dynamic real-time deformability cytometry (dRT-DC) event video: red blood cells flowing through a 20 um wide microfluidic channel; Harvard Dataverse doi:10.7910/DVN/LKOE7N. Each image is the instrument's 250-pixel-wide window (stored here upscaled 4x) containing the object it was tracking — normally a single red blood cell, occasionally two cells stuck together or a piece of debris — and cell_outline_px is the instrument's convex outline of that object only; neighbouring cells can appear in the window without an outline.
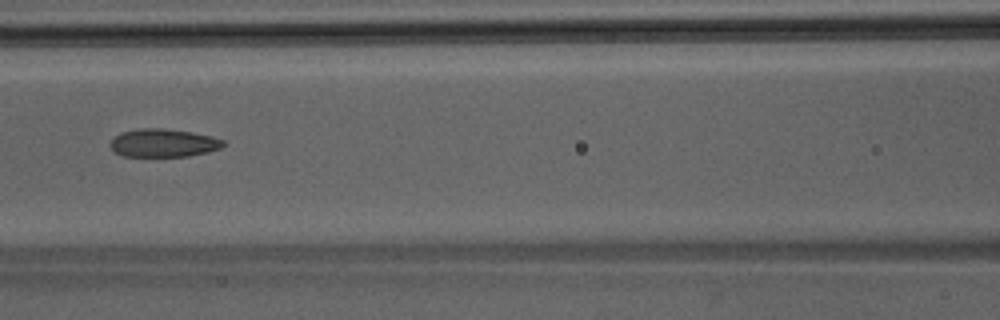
{"species": "Egyptian fruit bat (a non-hibernating species)", "species_latin": "Rousettus aegyptiacus", "temperature_condition": "room temperature", "stored_images_in_passage": 46, "camera_frame_rate_fps": 3000, "um_per_image_px": 0.085, "animal": {"sex": "male"}, "frame": {"image": 1, "passage_image": 21, "time_ms": 6.667, "image_size_px": [1000, 320], "cell_outline_px": [[224, 144], [220, 148], [208, 152], [188, 156], [124, 156], [116, 152], [108, 144], [120, 132], [140, 128], [160, 128], [192, 132], [212, 136], [224, 140]], "centroid_in_image_um": [13.89, 12.14], "position_along_channel_um": 152.7, "area_um2": 18.44}}
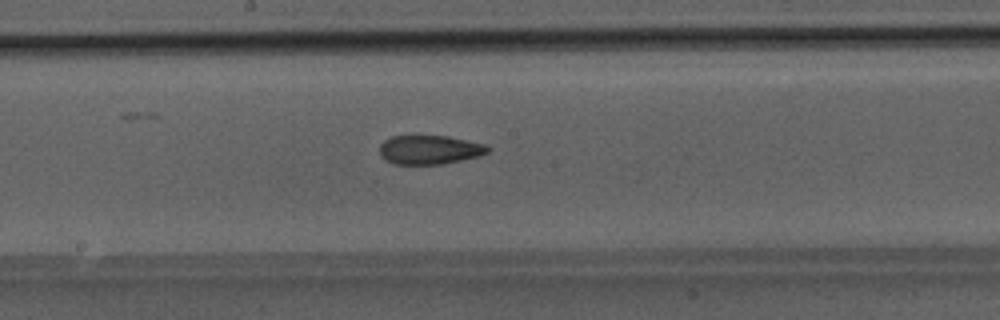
{"frame": {"image": 2, "passage_image": 25, "time_ms": 8.0, "image_size_px": [1000, 320], "cell_outline_px": [[492, 148], [488, 152], [480, 156], [440, 164], [392, 164], [384, 160], [380, 156], [380, 144], [384, 140], [392, 136], [408, 132], [412, 132], [448, 136], [484, 144]], "centroid_in_image_um": [36.44, 12.67], "position_along_channel_um": 211.8, "area_um2": 19.19}}
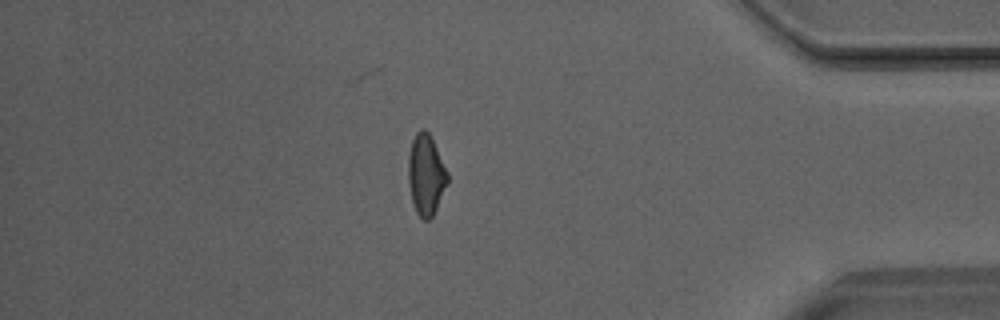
{"frame": {"image": 3, "passage_image": 40, "time_ms": 13.0, "image_size_px": [1000, 320], "cell_outline_px": [[448, 184], [432, 216], [428, 220], [424, 220], [416, 212], [412, 200], [408, 180], [408, 156], [412, 140], [416, 132], [420, 128], [424, 128], [428, 132], [448, 172]], "centroid_in_image_um": [36.2, 14.84], "position_along_channel_um": 399.0, "area_um2": 18.32}}